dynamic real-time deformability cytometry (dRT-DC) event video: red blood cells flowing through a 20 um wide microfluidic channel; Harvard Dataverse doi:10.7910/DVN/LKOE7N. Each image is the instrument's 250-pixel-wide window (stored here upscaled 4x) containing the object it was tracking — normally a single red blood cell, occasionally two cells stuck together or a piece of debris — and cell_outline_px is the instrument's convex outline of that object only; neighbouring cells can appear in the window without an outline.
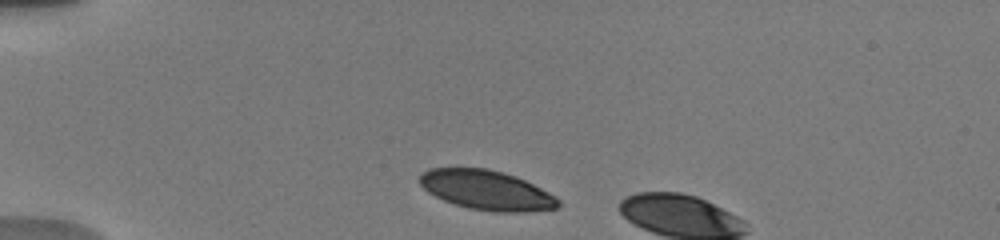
{"species": "human", "species_latin": "Homo sapiens", "temperature_condition": "warm", "stored_images_in_passage": 3, "camera_frame_rate_fps": 3000, "um_per_image_px": 0.085, "donor": {"sex": "male"}, "frame": {"image": 1, "passage_image": 1, "time_ms": 0.0, "image_size_px": [1000, 240], "cell_outline_px": [[560, 204], [556, 208], [528, 212], [492, 212], [468, 208], [444, 200], [428, 192], [420, 184], [420, 176], [428, 168], [488, 168], [504, 172], [516, 176], [556, 196], [560, 200]], "centroid_in_image_um": [41.38, 16.16], "position_along_channel_um": 43.6, "area_um2": 31.91}}